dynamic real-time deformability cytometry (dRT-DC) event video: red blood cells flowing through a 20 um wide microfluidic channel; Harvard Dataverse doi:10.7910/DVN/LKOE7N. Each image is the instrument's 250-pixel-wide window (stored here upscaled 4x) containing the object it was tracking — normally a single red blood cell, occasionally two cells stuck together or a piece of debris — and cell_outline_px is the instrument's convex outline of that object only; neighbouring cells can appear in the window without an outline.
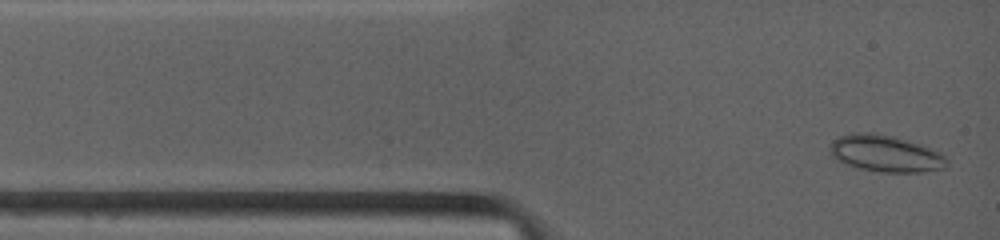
{"species": "common noctule bat (a hibernating species)", "species_latin": "Nyctalus noctula", "temperature_condition": "warm", "stored_images_in_passage": 33, "camera_frame_rate_fps": 4500, "um_per_image_px": 0.085, "animal": {"sex": "female", "body_mass_g": 19.0, "forearm_length_mm": 53.3}, "frame": {"image": 1, "passage_image": 1, "time_ms": 0.0, "image_size_px": [1000, 240], "cell_outline_px": [[948, 164], [944, 168], [920, 172], [880, 172], [860, 168], [836, 160], [832, 156], [828, 148], [828, 144], [832, 140], [840, 136], [852, 132], [872, 132], [892, 136], [920, 144], [940, 152], [948, 160]], "centroid_in_image_um": [75.23, 13.04], "position_along_channel_um": 9.8, "area_um2": 25.09}}
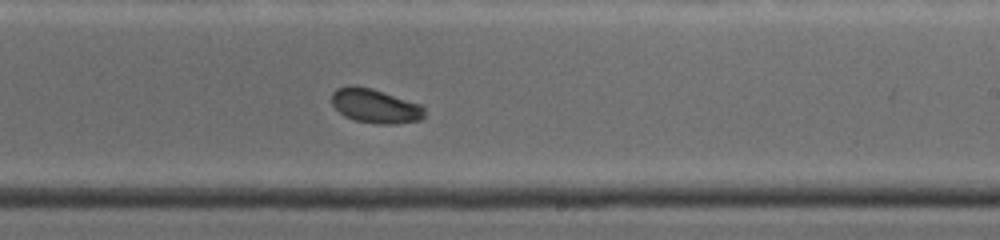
{"frame": {"image": 2, "passage_image": 18, "time_ms": 7.333, "image_size_px": [1000, 240], "cell_outline_px": [[424, 116], [420, 120], [396, 124], [376, 124], [356, 120], [344, 116], [332, 104], [332, 92], [336, 88], [348, 84], [352, 84], [372, 88], [420, 104], [424, 108]], "centroid_in_image_um": [31.87, 8.99], "position_along_channel_um": 257.1, "area_um2": 18.61}}
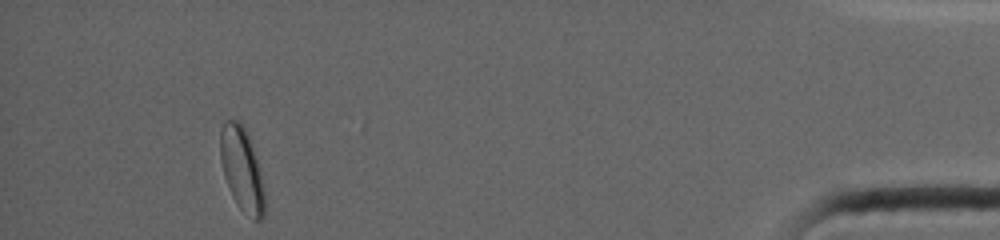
{"frame": {"image": 3, "passage_image": 33, "time_ms": 13.778, "image_size_px": [1000, 240], "cell_outline_px": [[264, 216], [260, 220], [256, 220], [240, 208], [236, 204], [232, 196], [224, 176], [220, 160], [220, 128], [224, 120], [240, 120], [248, 132], [260, 172], [264, 188]], "centroid_in_image_um": [20.53, 14.33], "position_along_channel_um": 414.7, "area_um2": 21.62}, "authors_computed_cell_mechanics": {"area_um2": 19.2474, "velocity_mm_per_s": 3.8882, "shape_relaxation_time_tau1_ms": 3.1593, "shape_relaxation_time_tau2_ms": null, "deformation_change_tau1": 0.0598, "deformation_change_tau2": null}}